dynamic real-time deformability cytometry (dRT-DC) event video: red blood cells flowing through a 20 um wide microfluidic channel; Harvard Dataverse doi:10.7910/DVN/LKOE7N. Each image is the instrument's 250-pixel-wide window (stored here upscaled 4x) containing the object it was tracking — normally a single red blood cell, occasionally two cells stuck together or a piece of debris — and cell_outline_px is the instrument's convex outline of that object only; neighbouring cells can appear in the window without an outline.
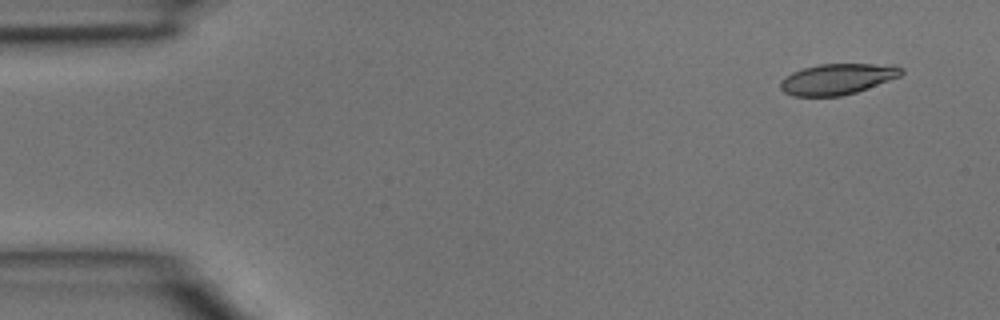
{"species": "common noctule bat (a hibernating species)", "species_latin": "Nyctalus noctula", "temperature_condition": "room temperature", "stored_images_in_passage": 5, "segment_of_instrument_passage": [2, 2], "camera_frame_rate_fps": 3000, "um_per_image_px": 0.085, "animal": {"sex": "male", "body_mass_g": 15.6}, "frame": {"image": 1, "passage_image": 5, "time_ms": 1.333, "image_size_px": [1000, 320], "cell_outline_px": [[904, 72], [900, 76], [856, 92], [840, 96], [792, 96], [784, 92], [780, 88], [780, 80], [784, 76], [792, 72], [804, 68], [820, 64], [896, 64], [904, 68]], "centroid_in_image_um": [71.18, 6.71], "position_along_channel_um": 13.8, "area_um2": 21.85}}